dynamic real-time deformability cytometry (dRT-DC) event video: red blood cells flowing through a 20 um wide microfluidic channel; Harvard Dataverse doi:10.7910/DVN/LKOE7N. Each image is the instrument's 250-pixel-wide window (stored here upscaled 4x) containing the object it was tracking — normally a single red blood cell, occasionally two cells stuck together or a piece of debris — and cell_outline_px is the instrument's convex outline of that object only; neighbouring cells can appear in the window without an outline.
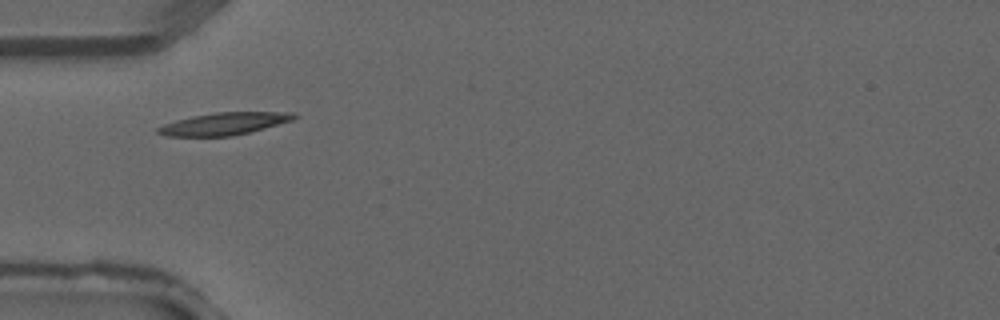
{"species": "common noctule bat (a hibernating species)", "species_latin": "Nyctalus noctula", "temperature_condition": "warm", "stored_images_in_passage": 4, "camera_frame_rate_fps": 3000, "um_per_image_px": 0.085, "animal": {"sex": "male", "forearm_length_mm": 52.5}, "frame": {"image": 1, "passage_image": 4, "time_ms": 1.0, "image_size_px": [1000, 320], "cell_outline_px": [[300, 116], [292, 120], [264, 128], [232, 136], [164, 136], [156, 132], [156, 128], [164, 124], [176, 120], [192, 116], [216, 112], [296, 112]], "centroid_in_image_um": [19.05, 10.51], "position_along_channel_um": 66.0, "area_um2": 17.69}}